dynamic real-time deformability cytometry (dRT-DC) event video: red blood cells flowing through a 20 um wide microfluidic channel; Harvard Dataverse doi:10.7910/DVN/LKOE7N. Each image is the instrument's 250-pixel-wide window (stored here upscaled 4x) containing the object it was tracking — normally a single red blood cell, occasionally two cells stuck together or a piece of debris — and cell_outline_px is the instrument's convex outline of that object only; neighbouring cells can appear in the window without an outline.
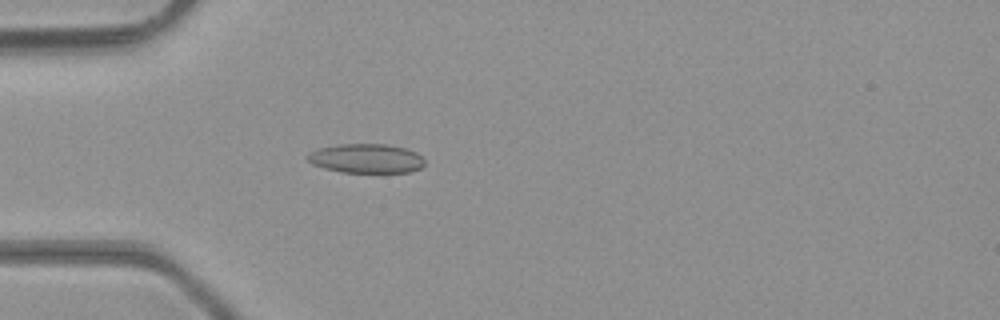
{"species": "common noctule bat (a hibernating species)", "species_latin": "Nyctalus noctula", "temperature_condition": "room temperature", "stored_images_in_passage": 2, "camera_frame_rate_fps": 3000, "um_per_image_px": 0.085, "animal": {"sex": "male", "body_mass_g": 23.1, "forearm_length_mm": 52.7}, "frame": {"image": 1, "passage_image": 2, "time_ms": 0.333, "image_size_px": [1000, 320], "cell_outline_px": [[424, 164], [420, 168], [412, 172], [340, 172], [324, 168], [312, 164], [304, 156], [308, 152], [320, 148], [336, 144], [384, 144], [404, 148], [416, 152], [424, 160]], "centroid_in_image_um": [31.09, 13.47], "position_along_channel_um": 53.9, "area_um2": 20.0}}